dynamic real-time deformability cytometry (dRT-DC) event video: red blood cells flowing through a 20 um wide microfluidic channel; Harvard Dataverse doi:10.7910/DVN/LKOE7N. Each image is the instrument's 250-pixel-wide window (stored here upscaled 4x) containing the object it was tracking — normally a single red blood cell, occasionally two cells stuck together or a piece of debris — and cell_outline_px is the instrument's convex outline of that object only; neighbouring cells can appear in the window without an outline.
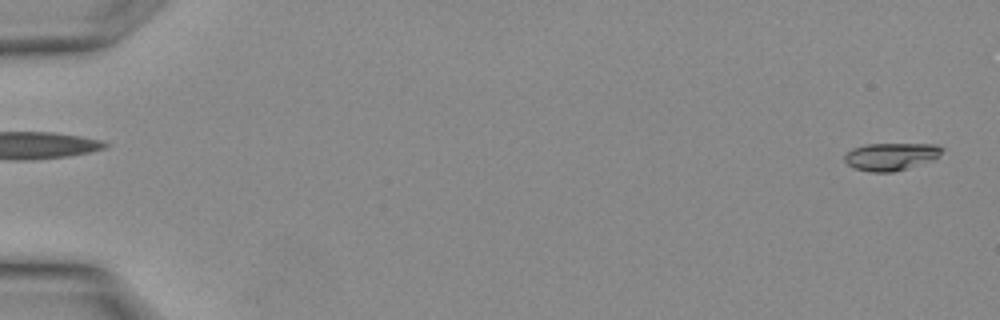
{"species": "Egyptian fruit bat (a non-hibernating species)", "species_latin": "Rousettus aegyptiacus", "temperature_condition": "warm", "stored_images_in_passage": 16, "camera_frame_rate_fps": 3000, "um_per_image_px": 0.085, "animal": {"sex": "female"}, "frame": {"image": 1, "passage_image": 1, "time_ms": 0.0, "image_size_px": [1000, 320], "cell_outline_px": [[944, 148], [940, 156], [932, 160], [908, 168], [892, 172], [872, 172], [856, 168], [848, 164], [844, 160], [844, 156], [852, 148], [868, 144], [936, 144]], "centroid_in_image_um": [75.76, 13.3], "position_along_channel_um": 9.2, "area_um2": 15.55}}
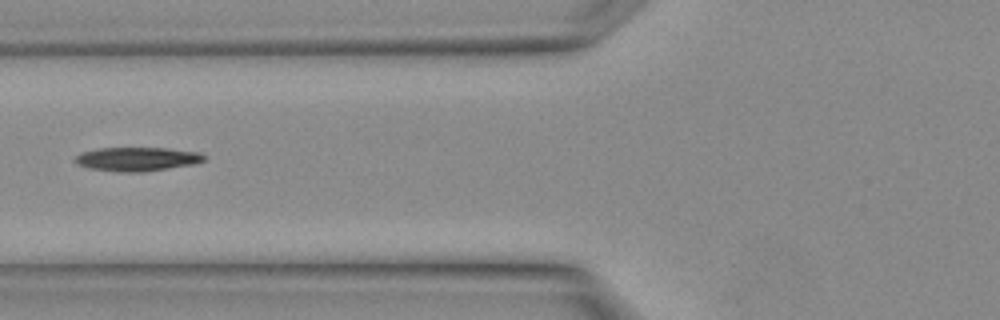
{"frame": {"image": 2, "passage_image": 13, "time_ms": 4.0, "image_size_px": [1000, 320], "cell_outline_px": [[204, 160], [196, 164], [144, 172], [116, 172], [88, 168], [76, 164], [72, 160], [80, 152], [96, 148], [168, 148], [200, 152], [204, 156]], "centroid_in_image_um": [11.61, 13.52], "position_along_channel_um": 114.2, "area_um2": 18.26}}
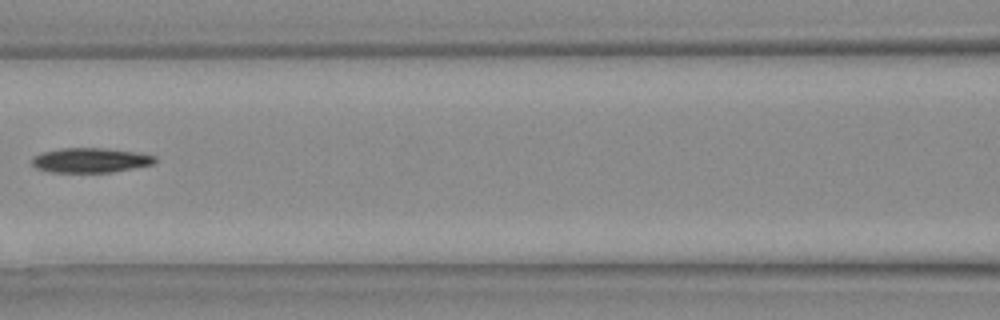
{"frame": {"image": 3, "passage_image": 15, "time_ms": 4.667, "image_size_px": [1000, 320], "cell_outline_px": [[156, 160], [152, 164], [112, 172], [48, 172], [36, 168], [32, 164], [32, 156], [40, 152], [60, 148], [104, 148], [140, 152], [156, 156]], "centroid_in_image_um": [7.65, 13.61], "position_along_channel_um": 158.9, "area_um2": 17.86}}